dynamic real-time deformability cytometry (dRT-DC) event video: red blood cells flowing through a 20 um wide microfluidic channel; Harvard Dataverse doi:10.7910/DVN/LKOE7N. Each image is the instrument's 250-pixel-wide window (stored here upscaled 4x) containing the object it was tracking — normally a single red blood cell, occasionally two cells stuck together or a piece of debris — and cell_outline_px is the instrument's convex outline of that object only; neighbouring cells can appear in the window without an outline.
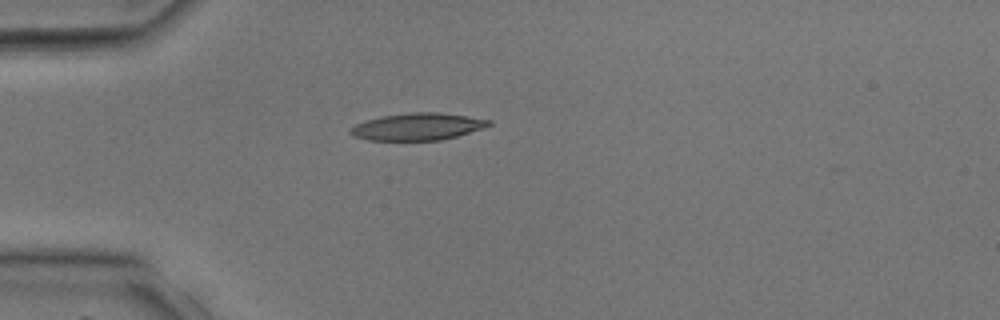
{"species": "common noctule bat (a hibernating species)", "species_latin": "Nyctalus noctula", "temperature_condition": "room temperature", "stored_images_in_passage": 27, "camera_frame_rate_fps": 3000, "um_per_image_px": 0.085, "animal": {"sex": "male", "body_mass_g": 17.9, "forearm_length_mm": 54.2}, "frame": {"image": 1, "passage_image": 1, "time_ms": 0.0, "image_size_px": [1000, 320], "cell_outline_px": [[492, 124], [484, 128], [456, 136], [440, 140], [368, 140], [352, 136], [348, 132], [356, 124], [380, 116], [412, 112], [436, 112], [492, 120]], "centroid_in_image_um": [35.48, 10.76], "position_along_channel_um": 49.5, "area_um2": 21.68}}
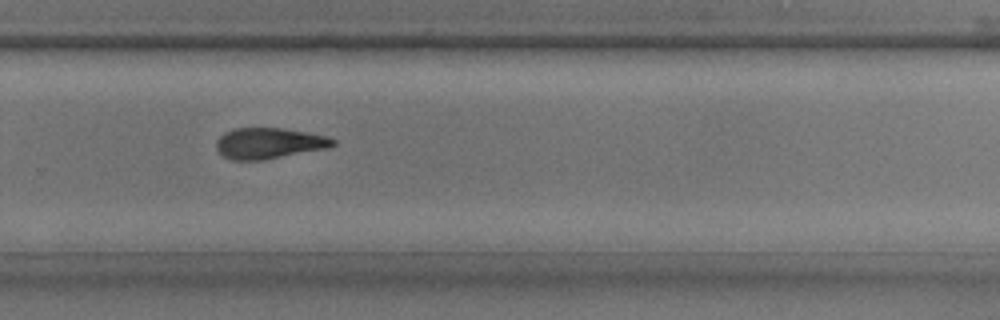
{"frame": {"image": 2, "passage_image": 16, "time_ms": 5.0, "image_size_px": [1000, 320], "cell_outline_px": [[336, 144], [328, 148], [264, 160], [232, 160], [224, 156], [216, 148], [216, 140], [224, 132], [236, 128], [280, 128], [304, 132], [324, 136], [336, 140]], "centroid_in_image_um": [22.84, 12.18], "position_along_channel_um": 307.0, "area_um2": 20.87}}
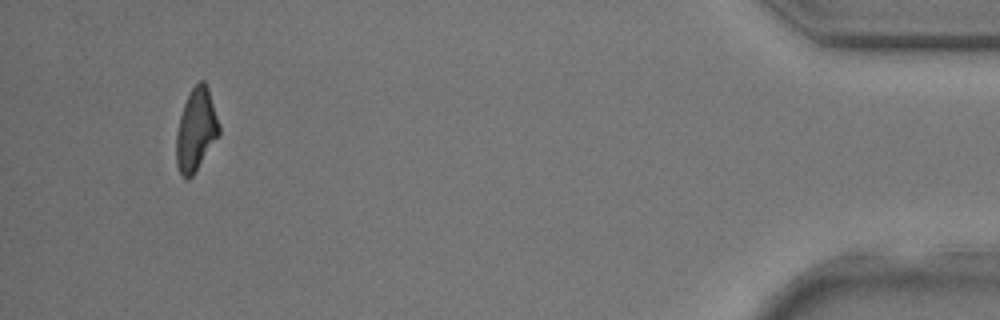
{"frame": {"image": 3, "passage_image": 26, "time_ms": 8.333, "image_size_px": [1000, 320], "cell_outline_px": [[220, 136], [192, 176], [188, 180], [180, 172], [176, 164], [176, 132], [180, 116], [184, 104], [192, 88], [200, 80], [204, 80], [208, 88], [220, 124]], "centroid_in_image_um": [16.68, 11.05], "position_along_channel_um": 418.5, "area_um2": 20.63}}